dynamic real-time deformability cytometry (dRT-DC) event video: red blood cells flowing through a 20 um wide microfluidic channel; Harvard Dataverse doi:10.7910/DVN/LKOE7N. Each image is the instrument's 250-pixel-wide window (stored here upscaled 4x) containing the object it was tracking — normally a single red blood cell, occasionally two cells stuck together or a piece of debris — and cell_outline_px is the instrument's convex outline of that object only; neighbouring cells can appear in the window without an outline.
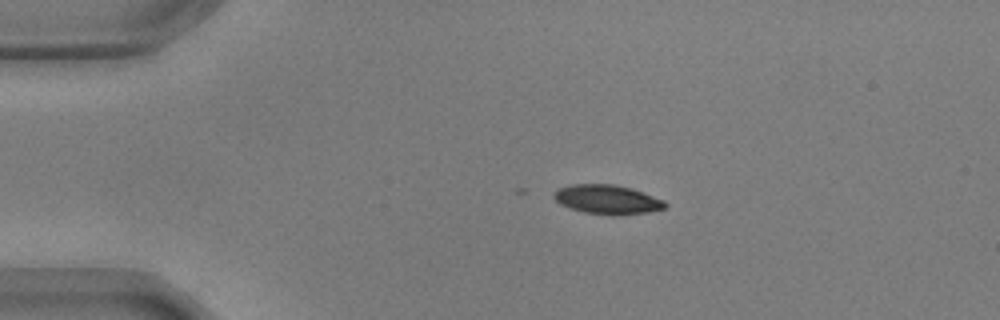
{"species": "common noctule bat (a hibernating species)", "species_latin": "Nyctalus noctula", "temperature_condition": "warm", "stored_images_in_passage": 4, "camera_frame_rate_fps": 3000, "um_per_image_px": 0.085, "animal": {"sex": "male", "body_mass_g": 17.9, "forearm_length_mm": 54.2}, "frame": {"image": 1, "passage_image": 1, "time_ms": 0.0, "image_size_px": [1000, 320], "cell_outline_px": [[668, 204], [664, 208], [648, 212], [620, 216], [612, 216], [584, 212], [568, 208], [560, 204], [552, 196], [556, 188], [572, 184], [616, 184], [632, 188], [664, 200]], "centroid_in_image_um": [51.6, 16.96], "position_along_channel_um": 33.4, "area_um2": 19.31}}